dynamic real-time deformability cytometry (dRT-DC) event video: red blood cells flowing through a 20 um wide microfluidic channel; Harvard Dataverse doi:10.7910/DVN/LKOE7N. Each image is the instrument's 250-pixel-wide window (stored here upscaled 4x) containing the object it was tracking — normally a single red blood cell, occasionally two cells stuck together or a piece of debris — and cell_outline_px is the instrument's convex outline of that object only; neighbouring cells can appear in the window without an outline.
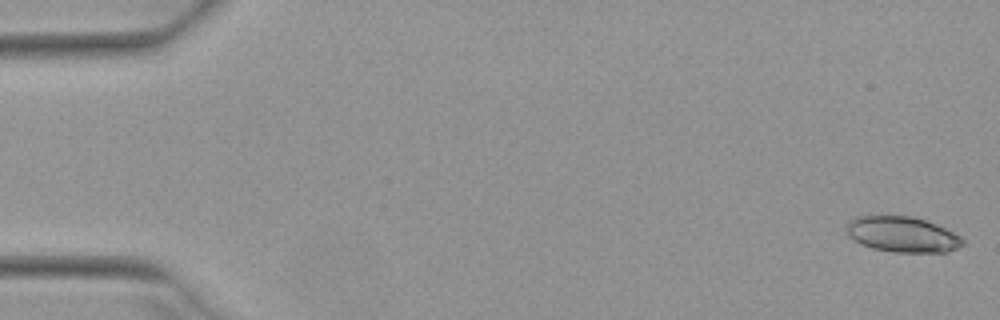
{"species": "Egyptian fruit bat (a non-hibernating species)", "species_latin": "Rousettus aegyptiacus", "temperature_condition": "warm", "stored_images_in_passage": 53, "segment_of_instrument_passage": [1, 2], "camera_frame_rate_fps": 3000, "um_per_image_px": 0.085, "animal": {"sex": "female"}, "frame": {"image": 1, "passage_image": 1, "time_ms": 0.0, "image_size_px": [1000, 320], "cell_outline_px": [[964, 244], [948, 252], [892, 252], [872, 248], [860, 244], [848, 236], [844, 228], [848, 220], [856, 216], [912, 216], [936, 224], [960, 236], [964, 240]], "centroid_in_image_um": [76.64, 19.92], "position_along_channel_um": 8.4, "area_um2": 24.22}}
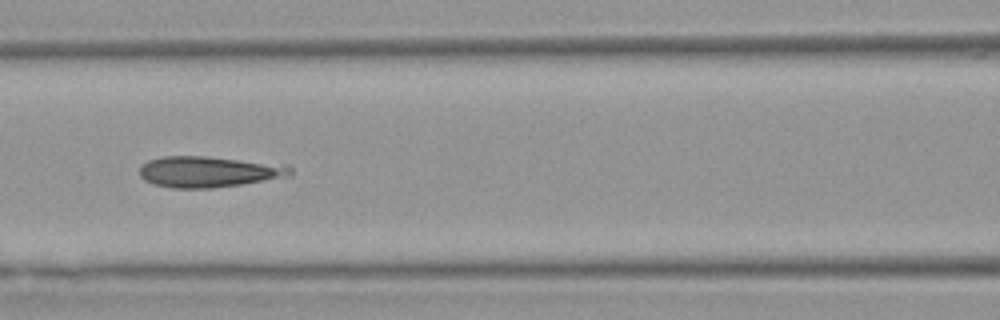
{"frame": {"image": 2, "passage_image": 23, "time_ms": 7.333, "image_size_px": [1000, 320], "cell_outline_px": [[292, 176], [240, 184], [212, 188], [172, 188], [152, 184], [144, 180], [140, 176], [140, 168], [148, 160], [164, 156], [208, 156], [288, 164], [292, 168]], "centroid_in_image_um": [17.79, 14.59], "position_along_channel_um": 148.8, "area_um2": 27.51}}
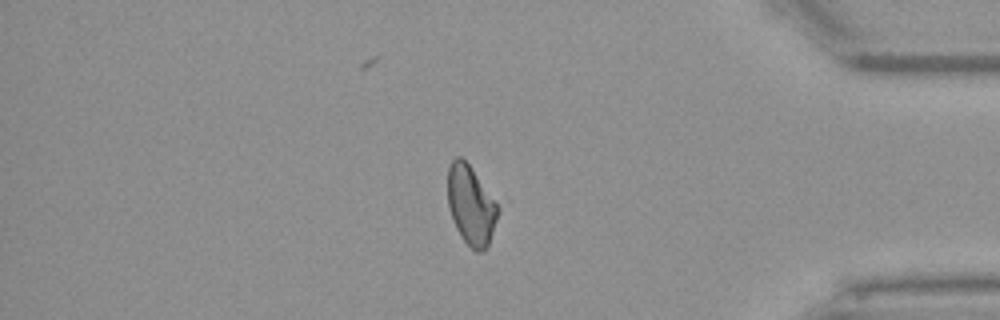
{"frame": {"image": 3, "passage_image": 44, "time_ms": 14.333, "image_size_px": [1000, 320], "cell_outline_px": [[500, 208], [488, 248], [484, 252], [476, 252], [464, 240], [456, 228], [448, 208], [448, 168], [452, 160], [456, 156], [460, 156], [472, 168], [500, 204]], "centroid_in_image_um": [40.06, 17.45], "position_along_channel_um": 395.1, "area_um2": 23.52}}